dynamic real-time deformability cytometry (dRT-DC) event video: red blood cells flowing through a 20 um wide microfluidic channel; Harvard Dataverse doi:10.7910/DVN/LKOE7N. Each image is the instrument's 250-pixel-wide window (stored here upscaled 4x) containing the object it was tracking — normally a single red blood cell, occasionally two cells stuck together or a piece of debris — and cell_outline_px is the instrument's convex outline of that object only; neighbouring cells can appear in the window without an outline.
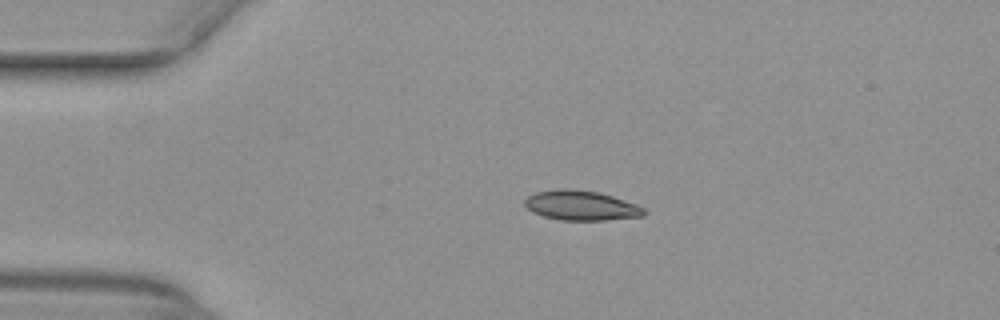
{"species": "common noctule bat (a hibernating species)", "species_latin": "Nyctalus noctula", "temperature_condition": "warm", "stored_images_in_passage": 41, "camera_frame_rate_fps": 3000, "um_per_image_px": 0.085, "animal": {"sex": "female", "body_mass_g": 29.2, "forearm_length_mm": 56.3}, "frame": {"image": 1, "passage_image": 1, "time_ms": 0.0, "image_size_px": [1000, 320], "cell_outline_px": [[648, 212], [644, 216], [604, 220], [560, 220], [544, 216], [532, 212], [524, 204], [524, 200], [528, 196], [536, 192], [556, 188], [576, 188], [600, 192], [636, 204], [644, 208]], "centroid_in_image_um": [49.39, 17.45], "position_along_channel_um": 35.6, "area_um2": 20.92}}
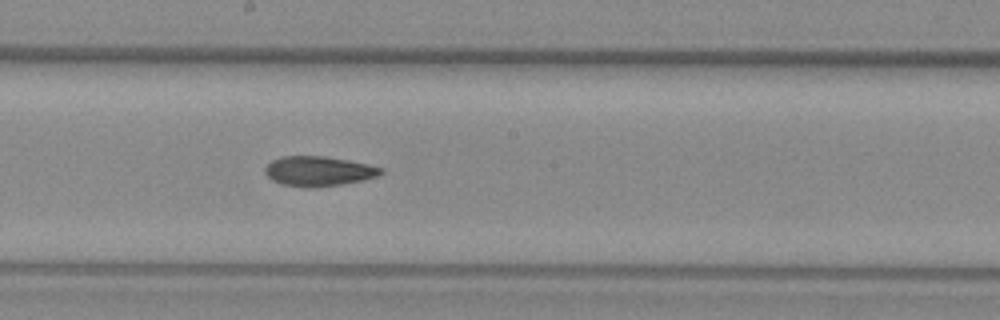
{"frame": {"image": 2, "passage_image": 18, "time_ms": 5.667, "image_size_px": [1000, 320], "cell_outline_px": [[384, 172], [380, 176], [364, 180], [316, 188], [308, 188], [280, 184], [272, 180], [264, 172], [264, 168], [272, 160], [284, 156], [324, 156], [348, 160], [368, 164], [384, 168]], "centroid_in_image_um": [27.1, 14.56], "position_along_channel_um": 221.1, "area_um2": 20.35}}
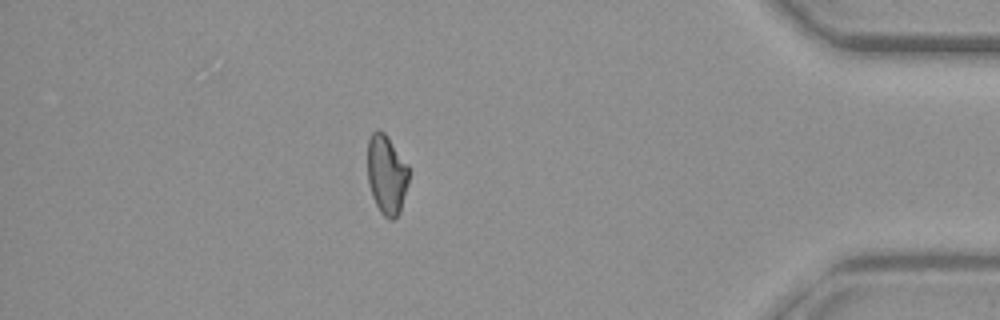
{"frame": {"image": 3, "passage_image": 35, "time_ms": 11.333, "image_size_px": [1000, 320], "cell_outline_px": [[408, 184], [400, 212], [392, 220], [388, 220], [380, 212], [372, 196], [368, 184], [368, 140], [372, 132], [376, 128], [380, 128], [388, 136], [408, 164]], "centroid_in_image_um": [32.86, 14.81], "position_along_channel_um": 402.3, "area_um2": 19.36}, "authors_computed_cell_mechanics": {"area_um2": 19.941, "velocity_mm_per_s": 3.9882, "shape_relaxation_time_tau1_ms": null, "shape_relaxation_time_tau2_ms": 4.6404, "deformation_change_tau1": null, "deformation_change_tau2": 0.1092}}